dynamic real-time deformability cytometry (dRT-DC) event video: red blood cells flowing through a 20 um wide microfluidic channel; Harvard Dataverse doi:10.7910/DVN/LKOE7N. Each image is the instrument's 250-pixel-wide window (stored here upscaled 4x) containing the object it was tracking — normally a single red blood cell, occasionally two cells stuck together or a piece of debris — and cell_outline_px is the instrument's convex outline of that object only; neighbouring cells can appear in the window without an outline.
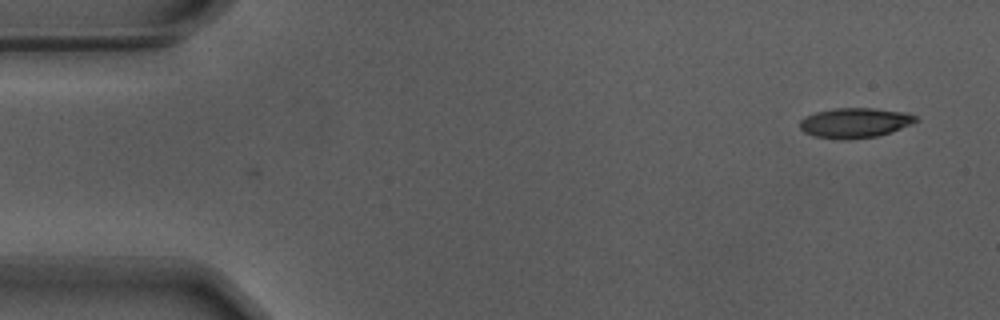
{"species": "Egyptian fruit bat (a non-hibernating species)", "species_latin": "Rousettus aegyptiacus", "temperature_condition": "warm", "stored_images_in_passage": 2, "camera_frame_rate_fps": 3000, "um_per_image_px": 0.085, "animal": {"sex": "male"}, "frame": {"image": 1, "passage_image": 1, "time_ms": 0.0, "image_size_px": [1000, 320], "cell_outline_px": [[920, 120], [912, 124], [892, 132], [876, 136], [848, 140], [840, 140], [816, 136], [804, 132], [800, 128], [800, 120], [816, 112], [836, 108], [872, 108], [908, 112], [916, 116]], "centroid_in_image_um": [72.72, 10.44], "position_along_channel_um": 12.3, "area_um2": 20.35}}